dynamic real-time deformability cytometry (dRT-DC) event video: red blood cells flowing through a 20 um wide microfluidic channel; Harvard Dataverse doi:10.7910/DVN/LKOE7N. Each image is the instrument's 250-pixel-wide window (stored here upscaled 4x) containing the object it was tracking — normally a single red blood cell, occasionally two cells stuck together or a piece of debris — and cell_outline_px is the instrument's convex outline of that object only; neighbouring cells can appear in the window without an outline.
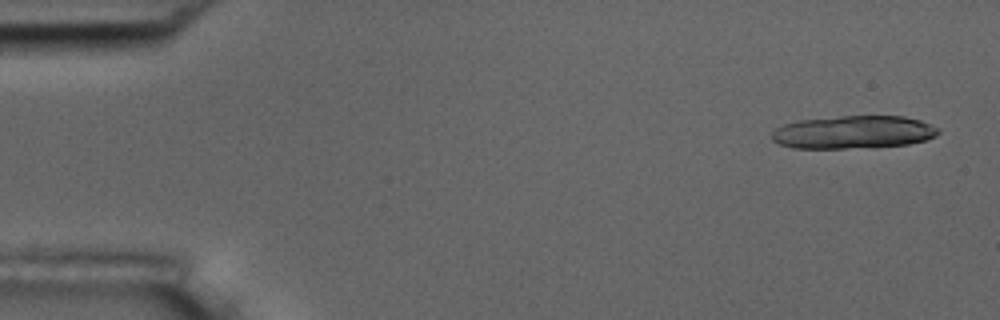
{"species": "common noctule bat (a hibernating species)", "species_latin": "Nyctalus noctula", "temperature_condition": "room temperature", "stored_images_in_passage": 6, "camera_frame_rate_fps": 3000, "um_per_image_px": 0.085, "animal": {"sex": "male", "body_mass_g": 17.5, "forearm_length_mm": 52.3}, "frame": {"image": 1, "passage_image": 1, "time_ms": 0.0, "image_size_px": [1000, 320], "cell_outline_px": [[940, 132], [936, 136], [928, 140], [908, 144], [876, 148], [792, 148], [780, 144], [772, 140], [772, 132], [776, 128], [784, 124], [796, 120], [840, 116], [904, 116], [920, 120], [940, 128]], "centroid_in_image_um": [72.57, 11.24], "position_along_channel_um": 12.4, "area_um2": 32.48}}